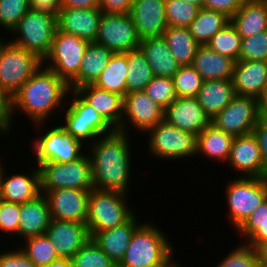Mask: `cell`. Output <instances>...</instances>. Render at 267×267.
<instances>
[{
	"mask_svg": "<svg viewBox=\"0 0 267 267\" xmlns=\"http://www.w3.org/2000/svg\"><path fill=\"white\" fill-rule=\"evenodd\" d=\"M69 92V85L52 70L42 65L14 94L8 108L0 116L2 139L8 140L10 134L13 135L17 123L15 119L20 114H24L26 120H29L27 124L31 125L57 122L56 118L59 119Z\"/></svg>",
	"mask_w": 267,
	"mask_h": 267,
	"instance_id": "obj_1",
	"label": "cell"
},
{
	"mask_svg": "<svg viewBox=\"0 0 267 267\" xmlns=\"http://www.w3.org/2000/svg\"><path fill=\"white\" fill-rule=\"evenodd\" d=\"M130 136V134L114 130L112 133L98 137L87 146L95 189L119 191L132 195L130 187L133 186L132 178L136 174V169L133 168L136 165L133 162L138 161L132 160L135 157L133 149L135 146L132 144L135 136Z\"/></svg>",
	"mask_w": 267,
	"mask_h": 267,
	"instance_id": "obj_2",
	"label": "cell"
},
{
	"mask_svg": "<svg viewBox=\"0 0 267 267\" xmlns=\"http://www.w3.org/2000/svg\"><path fill=\"white\" fill-rule=\"evenodd\" d=\"M158 226L151 218L143 221L134 231L117 267H161L167 263L177 252L173 240Z\"/></svg>",
	"mask_w": 267,
	"mask_h": 267,
	"instance_id": "obj_3",
	"label": "cell"
},
{
	"mask_svg": "<svg viewBox=\"0 0 267 267\" xmlns=\"http://www.w3.org/2000/svg\"><path fill=\"white\" fill-rule=\"evenodd\" d=\"M49 124L33 125L35 136L30 139L31 144L29 143L31 149L29 152L32 154L26 153L32 156L33 164L38 166L40 163L48 162H72L87 152V145L68 134L58 121Z\"/></svg>",
	"mask_w": 267,
	"mask_h": 267,
	"instance_id": "obj_4",
	"label": "cell"
},
{
	"mask_svg": "<svg viewBox=\"0 0 267 267\" xmlns=\"http://www.w3.org/2000/svg\"><path fill=\"white\" fill-rule=\"evenodd\" d=\"M130 196L119 191L95 188L90 191L86 225L91 238L97 232L123 224L137 211L134 210L136 207L133 206Z\"/></svg>",
	"mask_w": 267,
	"mask_h": 267,
	"instance_id": "obj_5",
	"label": "cell"
},
{
	"mask_svg": "<svg viewBox=\"0 0 267 267\" xmlns=\"http://www.w3.org/2000/svg\"><path fill=\"white\" fill-rule=\"evenodd\" d=\"M228 179L224 186L225 194H222L227 210L225 216L230 222V229L236 231L267 198V178L234 176Z\"/></svg>",
	"mask_w": 267,
	"mask_h": 267,
	"instance_id": "obj_6",
	"label": "cell"
},
{
	"mask_svg": "<svg viewBox=\"0 0 267 267\" xmlns=\"http://www.w3.org/2000/svg\"><path fill=\"white\" fill-rule=\"evenodd\" d=\"M144 136L147 139L145 138L143 145L148 149L145 153L148 157L152 156L153 160H161L164 163L165 160H168L167 163L175 160L176 164L178 161H192L196 157V136L168 124L165 120L151 128Z\"/></svg>",
	"mask_w": 267,
	"mask_h": 267,
	"instance_id": "obj_7",
	"label": "cell"
},
{
	"mask_svg": "<svg viewBox=\"0 0 267 267\" xmlns=\"http://www.w3.org/2000/svg\"><path fill=\"white\" fill-rule=\"evenodd\" d=\"M60 118L58 122L65 131L87 146L98 137L114 131L103 117L75 90H70L66 105L60 113Z\"/></svg>",
	"mask_w": 267,
	"mask_h": 267,
	"instance_id": "obj_8",
	"label": "cell"
},
{
	"mask_svg": "<svg viewBox=\"0 0 267 267\" xmlns=\"http://www.w3.org/2000/svg\"><path fill=\"white\" fill-rule=\"evenodd\" d=\"M42 65L38 56L0 37V85L10 98Z\"/></svg>",
	"mask_w": 267,
	"mask_h": 267,
	"instance_id": "obj_9",
	"label": "cell"
},
{
	"mask_svg": "<svg viewBox=\"0 0 267 267\" xmlns=\"http://www.w3.org/2000/svg\"><path fill=\"white\" fill-rule=\"evenodd\" d=\"M56 30L55 16L30 9L9 34L11 38L8 39L44 61L52 48Z\"/></svg>",
	"mask_w": 267,
	"mask_h": 267,
	"instance_id": "obj_10",
	"label": "cell"
},
{
	"mask_svg": "<svg viewBox=\"0 0 267 267\" xmlns=\"http://www.w3.org/2000/svg\"><path fill=\"white\" fill-rule=\"evenodd\" d=\"M89 41L58 29L55 32L52 48L43 65L64 80L70 90L78 88V73L81 60Z\"/></svg>",
	"mask_w": 267,
	"mask_h": 267,
	"instance_id": "obj_11",
	"label": "cell"
},
{
	"mask_svg": "<svg viewBox=\"0 0 267 267\" xmlns=\"http://www.w3.org/2000/svg\"><path fill=\"white\" fill-rule=\"evenodd\" d=\"M40 170L41 194L49 190L76 188L92 190L91 160L87 152L79 159L67 162H48L38 165Z\"/></svg>",
	"mask_w": 267,
	"mask_h": 267,
	"instance_id": "obj_12",
	"label": "cell"
},
{
	"mask_svg": "<svg viewBox=\"0 0 267 267\" xmlns=\"http://www.w3.org/2000/svg\"><path fill=\"white\" fill-rule=\"evenodd\" d=\"M164 111L144 91L130 92L123 97V116L118 130L131 136L137 133L143 137L164 120Z\"/></svg>",
	"mask_w": 267,
	"mask_h": 267,
	"instance_id": "obj_13",
	"label": "cell"
},
{
	"mask_svg": "<svg viewBox=\"0 0 267 267\" xmlns=\"http://www.w3.org/2000/svg\"><path fill=\"white\" fill-rule=\"evenodd\" d=\"M260 116L259 99L235 94L231 102L211 120V123L225 133L238 137L252 133Z\"/></svg>",
	"mask_w": 267,
	"mask_h": 267,
	"instance_id": "obj_14",
	"label": "cell"
},
{
	"mask_svg": "<svg viewBox=\"0 0 267 267\" xmlns=\"http://www.w3.org/2000/svg\"><path fill=\"white\" fill-rule=\"evenodd\" d=\"M95 43L108 47L113 53H127L139 49L140 39L129 13L103 12Z\"/></svg>",
	"mask_w": 267,
	"mask_h": 267,
	"instance_id": "obj_15",
	"label": "cell"
},
{
	"mask_svg": "<svg viewBox=\"0 0 267 267\" xmlns=\"http://www.w3.org/2000/svg\"><path fill=\"white\" fill-rule=\"evenodd\" d=\"M1 156V191L2 199L7 202L23 204L29 201L34 200L39 195H41V182H40V170L39 167L35 164L33 165L32 161L30 166L27 167L25 171L21 169L13 170L8 172L9 163L6 160V154L0 153ZM3 155L4 161H3ZM7 163H4V162ZM5 164V165H4ZM33 165V166H31ZM17 171V172H16ZM24 171V172H23ZM13 172V174H11ZM19 172V173H18ZM21 172V173H20Z\"/></svg>",
	"mask_w": 267,
	"mask_h": 267,
	"instance_id": "obj_16",
	"label": "cell"
},
{
	"mask_svg": "<svg viewBox=\"0 0 267 267\" xmlns=\"http://www.w3.org/2000/svg\"><path fill=\"white\" fill-rule=\"evenodd\" d=\"M227 165L235 177H263V159L253 132L233 138Z\"/></svg>",
	"mask_w": 267,
	"mask_h": 267,
	"instance_id": "obj_17",
	"label": "cell"
},
{
	"mask_svg": "<svg viewBox=\"0 0 267 267\" xmlns=\"http://www.w3.org/2000/svg\"><path fill=\"white\" fill-rule=\"evenodd\" d=\"M90 191L76 188L47 191L44 195L49 204L51 218L86 223Z\"/></svg>",
	"mask_w": 267,
	"mask_h": 267,
	"instance_id": "obj_18",
	"label": "cell"
},
{
	"mask_svg": "<svg viewBox=\"0 0 267 267\" xmlns=\"http://www.w3.org/2000/svg\"><path fill=\"white\" fill-rule=\"evenodd\" d=\"M129 15L140 40L162 37L168 27L165 0H133Z\"/></svg>",
	"mask_w": 267,
	"mask_h": 267,
	"instance_id": "obj_19",
	"label": "cell"
},
{
	"mask_svg": "<svg viewBox=\"0 0 267 267\" xmlns=\"http://www.w3.org/2000/svg\"><path fill=\"white\" fill-rule=\"evenodd\" d=\"M60 258L71 259L90 239L86 223L52 219L46 233Z\"/></svg>",
	"mask_w": 267,
	"mask_h": 267,
	"instance_id": "obj_20",
	"label": "cell"
},
{
	"mask_svg": "<svg viewBox=\"0 0 267 267\" xmlns=\"http://www.w3.org/2000/svg\"><path fill=\"white\" fill-rule=\"evenodd\" d=\"M164 120L196 137L211 123L196 97H177L165 109Z\"/></svg>",
	"mask_w": 267,
	"mask_h": 267,
	"instance_id": "obj_21",
	"label": "cell"
},
{
	"mask_svg": "<svg viewBox=\"0 0 267 267\" xmlns=\"http://www.w3.org/2000/svg\"><path fill=\"white\" fill-rule=\"evenodd\" d=\"M102 14L100 8H61L57 17V29L89 42H95Z\"/></svg>",
	"mask_w": 267,
	"mask_h": 267,
	"instance_id": "obj_22",
	"label": "cell"
},
{
	"mask_svg": "<svg viewBox=\"0 0 267 267\" xmlns=\"http://www.w3.org/2000/svg\"><path fill=\"white\" fill-rule=\"evenodd\" d=\"M231 80L235 94L260 100L267 89V61H237Z\"/></svg>",
	"mask_w": 267,
	"mask_h": 267,
	"instance_id": "obj_23",
	"label": "cell"
},
{
	"mask_svg": "<svg viewBox=\"0 0 267 267\" xmlns=\"http://www.w3.org/2000/svg\"><path fill=\"white\" fill-rule=\"evenodd\" d=\"M75 91L90 104L103 119L118 130L123 116V97L119 94L100 89L93 84L82 85Z\"/></svg>",
	"mask_w": 267,
	"mask_h": 267,
	"instance_id": "obj_24",
	"label": "cell"
},
{
	"mask_svg": "<svg viewBox=\"0 0 267 267\" xmlns=\"http://www.w3.org/2000/svg\"><path fill=\"white\" fill-rule=\"evenodd\" d=\"M137 211L123 224L97 232L92 239L117 265L124 258L131 237L143 222Z\"/></svg>",
	"mask_w": 267,
	"mask_h": 267,
	"instance_id": "obj_25",
	"label": "cell"
},
{
	"mask_svg": "<svg viewBox=\"0 0 267 267\" xmlns=\"http://www.w3.org/2000/svg\"><path fill=\"white\" fill-rule=\"evenodd\" d=\"M52 218L47 198L44 194L39 195L32 201L20 204V218L18 227V245L24 239L44 235Z\"/></svg>",
	"mask_w": 267,
	"mask_h": 267,
	"instance_id": "obj_26",
	"label": "cell"
},
{
	"mask_svg": "<svg viewBox=\"0 0 267 267\" xmlns=\"http://www.w3.org/2000/svg\"><path fill=\"white\" fill-rule=\"evenodd\" d=\"M233 136L218 129L215 125L210 123L197 137H196V158L210 160L212 163L226 164ZM214 160V161H212Z\"/></svg>",
	"mask_w": 267,
	"mask_h": 267,
	"instance_id": "obj_27",
	"label": "cell"
},
{
	"mask_svg": "<svg viewBox=\"0 0 267 267\" xmlns=\"http://www.w3.org/2000/svg\"><path fill=\"white\" fill-rule=\"evenodd\" d=\"M236 61L200 45L191 66L201 75L203 80L231 79Z\"/></svg>",
	"mask_w": 267,
	"mask_h": 267,
	"instance_id": "obj_28",
	"label": "cell"
},
{
	"mask_svg": "<svg viewBox=\"0 0 267 267\" xmlns=\"http://www.w3.org/2000/svg\"><path fill=\"white\" fill-rule=\"evenodd\" d=\"M139 49L150 64L154 76L172 78L180 68L163 36L140 40Z\"/></svg>",
	"mask_w": 267,
	"mask_h": 267,
	"instance_id": "obj_29",
	"label": "cell"
},
{
	"mask_svg": "<svg viewBox=\"0 0 267 267\" xmlns=\"http://www.w3.org/2000/svg\"><path fill=\"white\" fill-rule=\"evenodd\" d=\"M240 37L247 38L267 30V4L264 0H245L230 18Z\"/></svg>",
	"mask_w": 267,
	"mask_h": 267,
	"instance_id": "obj_30",
	"label": "cell"
},
{
	"mask_svg": "<svg viewBox=\"0 0 267 267\" xmlns=\"http://www.w3.org/2000/svg\"><path fill=\"white\" fill-rule=\"evenodd\" d=\"M235 95L231 79L205 80L196 98L206 115L212 120Z\"/></svg>",
	"mask_w": 267,
	"mask_h": 267,
	"instance_id": "obj_31",
	"label": "cell"
},
{
	"mask_svg": "<svg viewBox=\"0 0 267 267\" xmlns=\"http://www.w3.org/2000/svg\"><path fill=\"white\" fill-rule=\"evenodd\" d=\"M112 54L108 47L89 42L80 64L78 87L93 84L106 68Z\"/></svg>",
	"mask_w": 267,
	"mask_h": 267,
	"instance_id": "obj_32",
	"label": "cell"
},
{
	"mask_svg": "<svg viewBox=\"0 0 267 267\" xmlns=\"http://www.w3.org/2000/svg\"><path fill=\"white\" fill-rule=\"evenodd\" d=\"M127 74V53H113L106 68L93 85L124 97L126 95Z\"/></svg>",
	"mask_w": 267,
	"mask_h": 267,
	"instance_id": "obj_33",
	"label": "cell"
},
{
	"mask_svg": "<svg viewBox=\"0 0 267 267\" xmlns=\"http://www.w3.org/2000/svg\"><path fill=\"white\" fill-rule=\"evenodd\" d=\"M163 38L180 66L192 64L200 44L190 34L188 28L168 26Z\"/></svg>",
	"mask_w": 267,
	"mask_h": 267,
	"instance_id": "obj_34",
	"label": "cell"
},
{
	"mask_svg": "<svg viewBox=\"0 0 267 267\" xmlns=\"http://www.w3.org/2000/svg\"><path fill=\"white\" fill-rule=\"evenodd\" d=\"M228 23L230 18L226 14L201 8L188 29L200 45H207L211 38Z\"/></svg>",
	"mask_w": 267,
	"mask_h": 267,
	"instance_id": "obj_35",
	"label": "cell"
},
{
	"mask_svg": "<svg viewBox=\"0 0 267 267\" xmlns=\"http://www.w3.org/2000/svg\"><path fill=\"white\" fill-rule=\"evenodd\" d=\"M127 64L126 94L144 91L145 87L154 78V73L140 49L127 52Z\"/></svg>",
	"mask_w": 267,
	"mask_h": 267,
	"instance_id": "obj_36",
	"label": "cell"
},
{
	"mask_svg": "<svg viewBox=\"0 0 267 267\" xmlns=\"http://www.w3.org/2000/svg\"><path fill=\"white\" fill-rule=\"evenodd\" d=\"M18 244L28 259L36 267L48 266L54 260L60 258L52 241L46 234L26 238Z\"/></svg>",
	"mask_w": 267,
	"mask_h": 267,
	"instance_id": "obj_37",
	"label": "cell"
},
{
	"mask_svg": "<svg viewBox=\"0 0 267 267\" xmlns=\"http://www.w3.org/2000/svg\"><path fill=\"white\" fill-rule=\"evenodd\" d=\"M241 44L242 38L230 22L211 38L207 46L215 52L230 57L237 62L239 61Z\"/></svg>",
	"mask_w": 267,
	"mask_h": 267,
	"instance_id": "obj_38",
	"label": "cell"
},
{
	"mask_svg": "<svg viewBox=\"0 0 267 267\" xmlns=\"http://www.w3.org/2000/svg\"><path fill=\"white\" fill-rule=\"evenodd\" d=\"M232 249L226 255L221 257L215 267H257L261 261L260 250L244 242L233 244Z\"/></svg>",
	"mask_w": 267,
	"mask_h": 267,
	"instance_id": "obj_39",
	"label": "cell"
},
{
	"mask_svg": "<svg viewBox=\"0 0 267 267\" xmlns=\"http://www.w3.org/2000/svg\"><path fill=\"white\" fill-rule=\"evenodd\" d=\"M73 267H117L91 238L72 258Z\"/></svg>",
	"mask_w": 267,
	"mask_h": 267,
	"instance_id": "obj_40",
	"label": "cell"
},
{
	"mask_svg": "<svg viewBox=\"0 0 267 267\" xmlns=\"http://www.w3.org/2000/svg\"><path fill=\"white\" fill-rule=\"evenodd\" d=\"M199 10V7L183 0H165L168 26L188 28L197 17Z\"/></svg>",
	"mask_w": 267,
	"mask_h": 267,
	"instance_id": "obj_41",
	"label": "cell"
},
{
	"mask_svg": "<svg viewBox=\"0 0 267 267\" xmlns=\"http://www.w3.org/2000/svg\"><path fill=\"white\" fill-rule=\"evenodd\" d=\"M28 10H30L29 0H0V29H3L0 37L6 33L5 37L8 38L7 36Z\"/></svg>",
	"mask_w": 267,
	"mask_h": 267,
	"instance_id": "obj_42",
	"label": "cell"
},
{
	"mask_svg": "<svg viewBox=\"0 0 267 267\" xmlns=\"http://www.w3.org/2000/svg\"><path fill=\"white\" fill-rule=\"evenodd\" d=\"M177 97H196L204 82L201 75L191 66H180L172 77Z\"/></svg>",
	"mask_w": 267,
	"mask_h": 267,
	"instance_id": "obj_43",
	"label": "cell"
},
{
	"mask_svg": "<svg viewBox=\"0 0 267 267\" xmlns=\"http://www.w3.org/2000/svg\"><path fill=\"white\" fill-rule=\"evenodd\" d=\"M144 92L155 103L166 109L177 98L171 77L154 76Z\"/></svg>",
	"mask_w": 267,
	"mask_h": 267,
	"instance_id": "obj_44",
	"label": "cell"
},
{
	"mask_svg": "<svg viewBox=\"0 0 267 267\" xmlns=\"http://www.w3.org/2000/svg\"><path fill=\"white\" fill-rule=\"evenodd\" d=\"M19 218L20 204L4 200L0 202V234L2 233L3 237H5L1 240L8 241L6 236H9L10 240H14H12V243L15 242L16 239L18 240Z\"/></svg>",
	"mask_w": 267,
	"mask_h": 267,
	"instance_id": "obj_45",
	"label": "cell"
},
{
	"mask_svg": "<svg viewBox=\"0 0 267 267\" xmlns=\"http://www.w3.org/2000/svg\"><path fill=\"white\" fill-rule=\"evenodd\" d=\"M239 61H267V30L242 39Z\"/></svg>",
	"mask_w": 267,
	"mask_h": 267,
	"instance_id": "obj_46",
	"label": "cell"
},
{
	"mask_svg": "<svg viewBox=\"0 0 267 267\" xmlns=\"http://www.w3.org/2000/svg\"><path fill=\"white\" fill-rule=\"evenodd\" d=\"M235 233L239 236L240 242L260 249L267 243V220L245 221Z\"/></svg>",
	"mask_w": 267,
	"mask_h": 267,
	"instance_id": "obj_47",
	"label": "cell"
},
{
	"mask_svg": "<svg viewBox=\"0 0 267 267\" xmlns=\"http://www.w3.org/2000/svg\"><path fill=\"white\" fill-rule=\"evenodd\" d=\"M13 244L6 247V250H0V267H36L24 254V252ZM11 250H10V249ZM2 251V252H1Z\"/></svg>",
	"mask_w": 267,
	"mask_h": 267,
	"instance_id": "obj_48",
	"label": "cell"
},
{
	"mask_svg": "<svg viewBox=\"0 0 267 267\" xmlns=\"http://www.w3.org/2000/svg\"><path fill=\"white\" fill-rule=\"evenodd\" d=\"M253 134L257 138L263 159V177L267 178V115H261Z\"/></svg>",
	"mask_w": 267,
	"mask_h": 267,
	"instance_id": "obj_49",
	"label": "cell"
},
{
	"mask_svg": "<svg viewBox=\"0 0 267 267\" xmlns=\"http://www.w3.org/2000/svg\"><path fill=\"white\" fill-rule=\"evenodd\" d=\"M245 0H204V9L219 11L229 18L235 15Z\"/></svg>",
	"mask_w": 267,
	"mask_h": 267,
	"instance_id": "obj_50",
	"label": "cell"
},
{
	"mask_svg": "<svg viewBox=\"0 0 267 267\" xmlns=\"http://www.w3.org/2000/svg\"><path fill=\"white\" fill-rule=\"evenodd\" d=\"M133 0H100V10L104 13L127 14Z\"/></svg>",
	"mask_w": 267,
	"mask_h": 267,
	"instance_id": "obj_51",
	"label": "cell"
},
{
	"mask_svg": "<svg viewBox=\"0 0 267 267\" xmlns=\"http://www.w3.org/2000/svg\"><path fill=\"white\" fill-rule=\"evenodd\" d=\"M62 0H29L30 9L58 17Z\"/></svg>",
	"mask_w": 267,
	"mask_h": 267,
	"instance_id": "obj_52",
	"label": "cell"
},
{
	"mask_svg": "<svg viewBox=\"0 0 267 267\" xmlns=\"http://www.w3.org/2000/svg\"><path fill=\"white\" fill-rule=\"evenodd\" d=\"M100 0H62L61 8L87 9L99 8Z\"/></svg>",
	"mask_w": 267,
	"mask_h": 267,
	"instance_id": "obj_53",
	"label": "cell"
},
{
	"mask_svg": "<svg viewBox=\"0 0 267 267\" xmlns=\"http://www.w3.org/2000/svg\"><path fill=\"white\" fill-rule=\"evenodd\" d=\"M267 220V198L250 214L246 221Z\"/></svg>",
	"mask_w": 267,
	"mask_h": 267,
	"instance_id": "obj_54",
	"label": "cell"
},
{
	"mask_svg": "<svg viewBox=\"0 0 267 267\" xmlns=\"http://www.w3.org/2000/svg\"><path fill=\"white\" fill-rule=\"evenodd\" d=\"M10 97L2 90L0 85V116L5 112L10 104Z\"/></svg>",
	"mask_w": 267,
	"mask_h": 267,
	"instance_id": "obj_55",
	"label": "cell"
},
{
	"mask_svg": "<svg viewBox=\"0 0 267 267\" xmlns=\"http://www.w3.org/2000/svg\"><path fill=\"white\" fill-rule=\"evenodd\" d=\"M45 267H73L69 258H58Z\"/></svg>",
	"mask_w": 267,
	"mask_h": 267,
	"instance_id": "obj_56",
	"label": "cell"
},
{
	"mask_svg": "<svg viewBox=\"0 0 267 267\" xmlns=\"http://www.w3.org/2000/svg\"><path fill=\"white\" fill-rule=\"evenodd\" d=\"M260 113L261 115H267V89L264 92L263 97L260 99Z\"/></svg>",
	"mask_w": 267,
	"mask_h": 267,
	"instance_id": "obj_57",
	"label": "cell"
},
{
	"mask_svg": "<svg viewBox=\"0 0 267 267\" xmlns=\"http://www.w3.org/2000/svg\"><path fill=\"white\" fill-rule=\"evenodd\" d=\"M176 257H175V255L167 262V263H165L164 265H162L161 267H184L183 266V263L181 262H179L180 261V259L178 260V259H175ZM181 264V265H180Z\"/></svg>",
	"mask_w": 267,
	"mask_h": 267,
	"instance_id": "obj_58",
	"label": "cell"
},
{
	"mask_svg": "<svg viewBox=\"0 0 267 267\" xmlns=\"http://www.w3.org/2000/svg\"><path fill=\"white\" fill-rule=\"evenodd\" d=\"M261 260L267 264V243L263 245L260 249Z\"/></svg>",
	"mask_w": 267,
	"mask_h": 267,
	"instance_id": "obj_59",
	"label": "cell"
},
{
	"mask_svg": "<svg viewBox=\"0 0 267 267\" xmlns=\"http://www.w3.org/2000/svg\"><path fill=\"white\" fill-rule=\"evenodd\" d=\"M183 1L193 4L199 7L200 9L204 8V0H183Z\"/></svg>",
	"mask_w": 267,
	"mask_h": 267,
	"instance_id": "obj_60",
	"label": "cell"
},
{
	"mask_svg": "<svg viewBox=\"0 0 267 267\" xmlns=\"http://www.w3.org/2000/svg\"><path fill=\"white\" fill-rule=\"evenodd\" d=\"M2 191H1V155H0V202L2 201Z\"/></svg>",
	"mask_w": 267,
	"mask_h": 267,
	"instance_id": "obj_61",
	"label": "cell"
},
{
	"mask_svg": "<svg viewBox=\"0 0 267 267\" xmlns=\"http://www.w3.org/2000/svg\"><path fill=\"white\" fill-rule=\"evenodd\" d=\"M257 267H267V264L264 263L262 260L258 263Z\"/></svg>",
	"mask_w": 267,
	"mask_h": 267,
	"instance_id": "obj_62",
	"label": "cell"
}]
</instances>
